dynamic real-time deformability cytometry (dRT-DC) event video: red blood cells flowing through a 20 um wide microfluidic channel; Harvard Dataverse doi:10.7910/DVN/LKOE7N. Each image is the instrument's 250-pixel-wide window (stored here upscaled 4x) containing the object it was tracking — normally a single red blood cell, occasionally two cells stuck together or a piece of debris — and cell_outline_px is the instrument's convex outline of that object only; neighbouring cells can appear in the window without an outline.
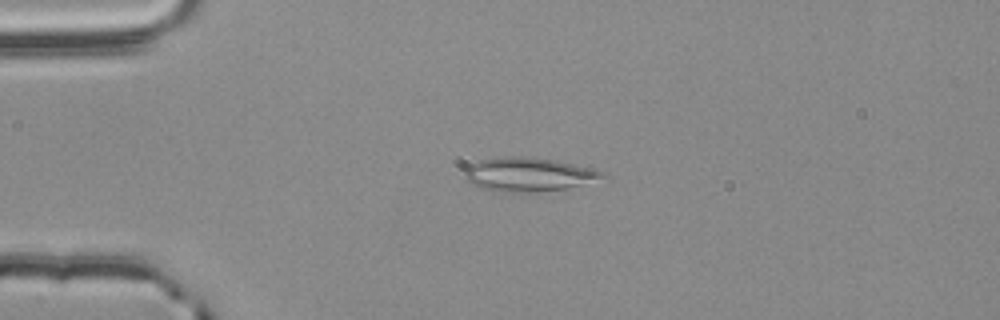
{"species": "common noctule bat (a hibernating species)", "species_latin": "Nyctalus noctula", "temperature_condition": "room temperature", "stored_images_in_passage": 46, "segment_of_instrument_passage": [1, 2], "camera_frame_rate_fps": 3000, "um_per_image_px": 0.085, "animal": {"sex": "male", "body_mass_g": 20.4}, "frame": {"image": 1, "passage_image": 7, "time_ms": 2.0, "image_size_px": [1000, 320], "cell_outline_px": [[608, 176], [580, 184], [564, 188], [536, 192], [500, 192], [484, 188], [468, 180], [464, 172], [472, 164], [480, 160], [496, 156], [528, 156], [556, 160], [592, 168], [604, 172]], "centroid_in_image_um": [44.93, 14.8], "position_along_channel_um": 40.1, "area_um2": 26.82}}
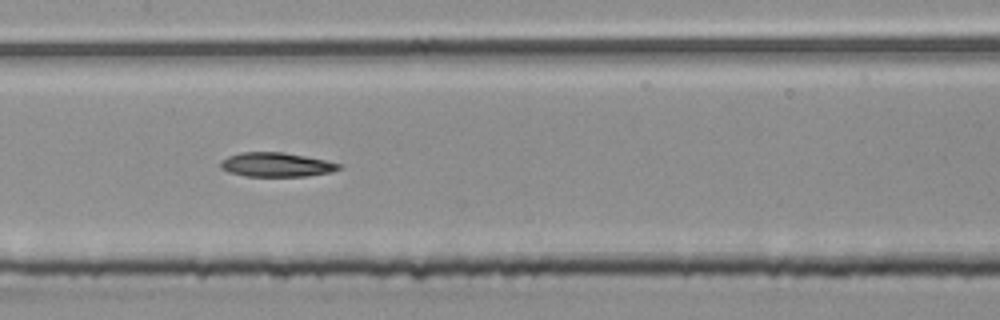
{"frame": {"image": 2, "passage_image": 21, "time_ms": 6.667, "image_size_px": [1000, 320], "cell_outline_px": [[344, 168], [332, 172], [308, 176], [244, 176], [228, 172], [220, 168], [220, 164], [228, 156], [240, 152], [284, 152], [324, 160], [340, 164]], "centroid_in_image_um": [23.5, 14.0], "position_along_channel_um": 183.9, "area_um2": 16.7}}
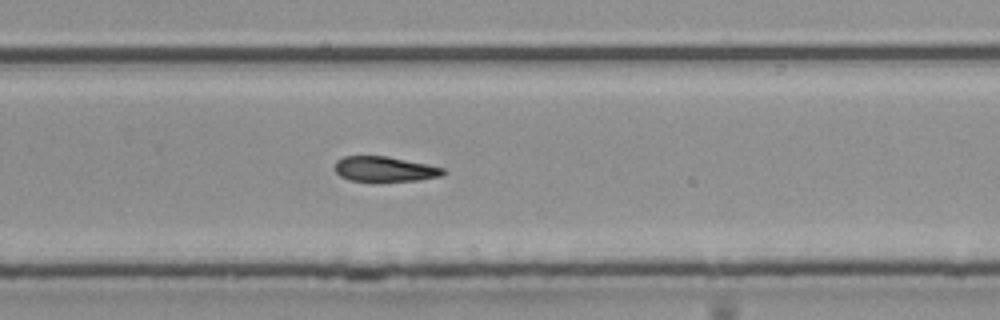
{"frame": {"image": 3, "passage_image": 30, "time_ms": 9.667, "image_size_px": [1000, 320], "cell_outline_px": [[448, 172], [440, 176], [420, 180], [348, 180], [340, 176], [332, 168], [336, 160], [344, 156], [388, 156], [428, 164], [444, 168]], "centroid_in_image_um": [32.68, 14.35], "position_along_channel_um": 297.1, "area_um2": 15.84}}